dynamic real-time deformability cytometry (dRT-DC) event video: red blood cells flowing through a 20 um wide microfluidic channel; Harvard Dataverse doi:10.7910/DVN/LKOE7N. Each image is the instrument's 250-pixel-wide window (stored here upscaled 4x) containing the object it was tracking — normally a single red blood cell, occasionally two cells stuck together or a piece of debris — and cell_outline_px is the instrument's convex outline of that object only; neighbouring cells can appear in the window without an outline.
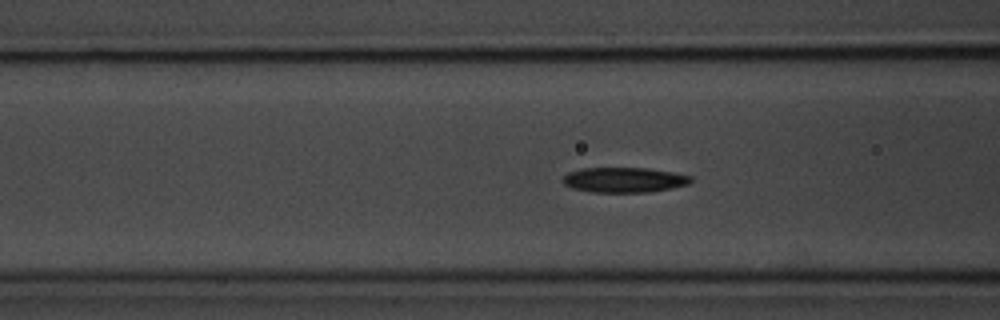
{"species": "common noctule bat (a hibernating species)", "species_latin": "Nyctalus noctula", "temperature_condition": "room temperature", "stored_images_in_passage": 40, "camera_frame_rate_fps": 3000, "um_per_image_px": 0.085, "animal": {"sex": "male", "body_mass_g": 20.1, "forearm_length_mm": 53.5}, "frame": {"image": 1, "passage_image": 5, "time_ms": 1.333, "image_size_px": [1000, 320], "cell_outline_px": [[692, 180], [688, 184], [672, 188], [648, 192], [592, 192], [572, 188], [564, 184], [560, 180], [568, 172], [580, 168], [648, 168], [672, 172], [692, 176]], "centroid_in_image_um": [53.02, 15.29], "position_along_channel_um": 113.6, "area_um2": 18.79}}
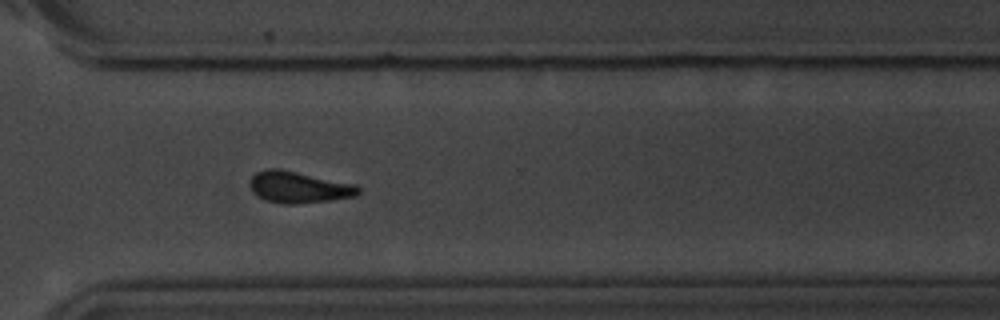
{"frame": {"image": 2, "passage_image": 24, "time_ms": 7.667, "image_size_px": [1000, 320], "cell_outline_px": [[360, 192], [356, 196], [332, 200], [296, 204], [284, 204], [268, 200], [260, 196], [252, 188], [252, 176], [256, 172], [268, 168], [276, 168], [356, 184], [360, 188]], "centroid_in_image_um": [25.47, 15.91], "position_along_channel_um": 345.1, "area_um2": 19.48}}
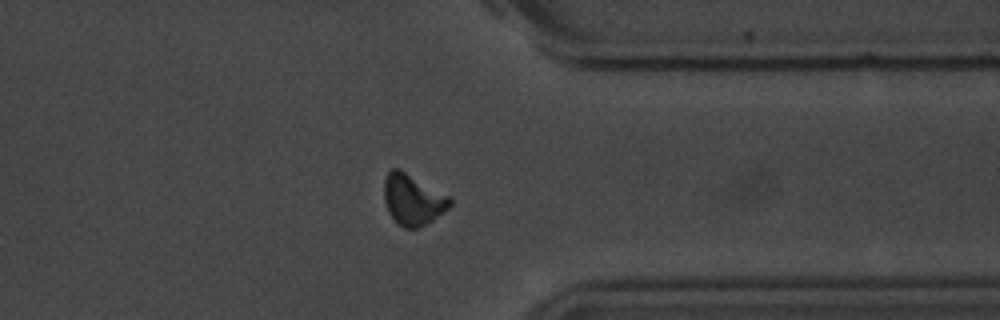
{"frame": {"image": 3, "passage_image": 27, "time_ms": 8.667, "image_size_px": [1000, 320], "cell_outline_px": [[452, 204], [444, 212], [420, 228], [404, 228], [388, 212], [384, 200], [384, 180], [388, 172], [392, 168], [400, 168], [452, 196]], "centroid_in_image_um": [35.12, 16.93], "position_along_channel_um": 376.3, "area_um2": 19.83}, "authors_computed_cell_mechanics": {"area_um2": 18.6405, "velocity_mm_per_s": 3.6592, "shape_relaxation_time_tau1_ms": 4.8433, "shape_relaxation_time_tau2_ms": 5.4462, "deformation_change_tau1": 0.1513, "deformation_change_tau2": 0.1396}}